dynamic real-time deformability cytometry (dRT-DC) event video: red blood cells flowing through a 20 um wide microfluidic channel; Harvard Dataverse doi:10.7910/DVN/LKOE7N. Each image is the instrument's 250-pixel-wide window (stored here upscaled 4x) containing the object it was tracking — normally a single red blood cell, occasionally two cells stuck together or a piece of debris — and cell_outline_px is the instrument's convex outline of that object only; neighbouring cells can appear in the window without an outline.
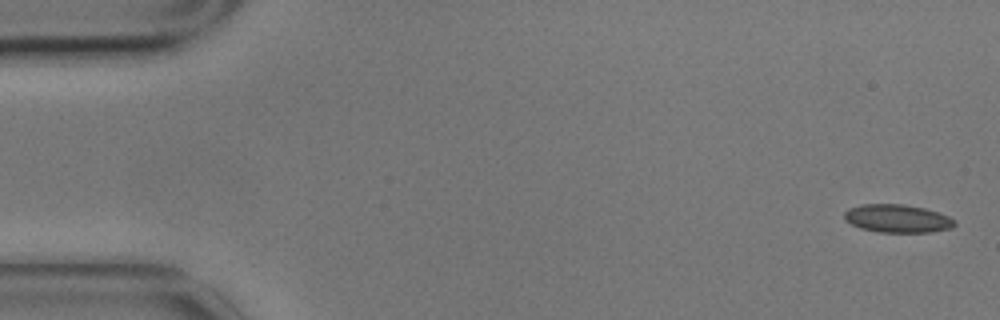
{"species": "common noctule bat (a hibernating species)", "species_latin": "Nyctalus noctula", "temperature_condition": "cold", "stored_images_in_passage": 5, "camera_frame_rate_fps": 3000, "um_per_image_px": 0.085, "animal": {"sex": "male", "body_mass_g": 17.9}, "frame": {"image": 1, "passage_image": 1, "time_ms": 0.0, "image_size_px": [1000, 320], "cell_outline_px": [[956, 224], [952, 228], [932, 232], [880, 232], [860, 228], [844, 220], [844, 212], [848, 208], [860, 204], [904, 204], [924, 208], [948, 216], [956, 220]], "centroid_in_image_um": [76.27, 18.57], "position_along_channel_um": 8.7, "area_um2": 18.15}}
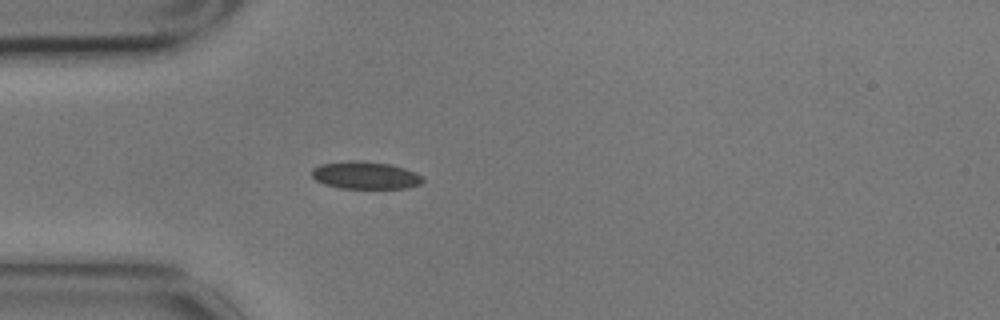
{"frame": {"image": 2, "passage_image": 5, "time_ms": 1.333, "image_size_px": [1000, 320], "cell_outline_px": [[424, 180], [420, 184], [408, 188], [340, 188], [324, 184], [316, 180], [312, 176], [312, 168], [320, 164], [348, 160], [360, 160], [392, 164], [416, 172], [424, 176]], "centroid_in_image_um": [31.07, 14.89], "position_along_channel_um": 53.9, "area_um2": 18.03}}